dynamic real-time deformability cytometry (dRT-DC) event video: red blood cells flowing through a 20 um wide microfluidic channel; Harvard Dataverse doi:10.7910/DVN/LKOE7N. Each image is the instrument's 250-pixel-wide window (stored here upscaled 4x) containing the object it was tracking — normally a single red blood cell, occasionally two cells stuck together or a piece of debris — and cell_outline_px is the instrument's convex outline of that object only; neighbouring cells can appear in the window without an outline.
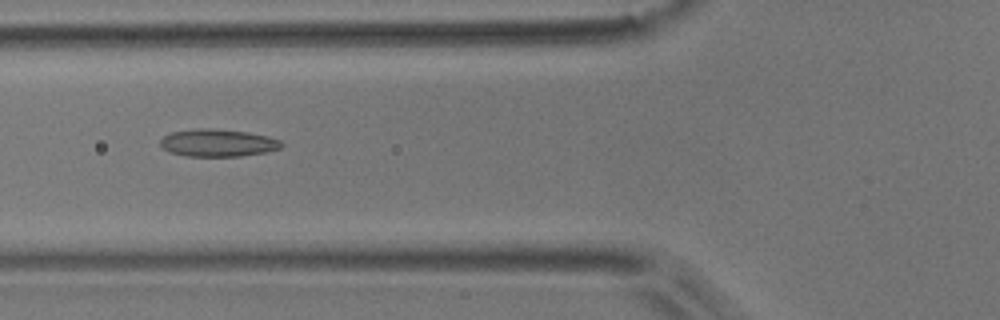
{"species": "common noctule bat (a hibernating species)", "species_latin": "Nyctalus noctula", "temperature_condition": "room temperature", "stored_images_in_passage": 8, "camera_frame_rate_fps": 3000, "um_per_image_px": 0.085, "animal": {"sex": "male", "body_mass_g": 17.9}, "frame": {"image": 1, "passage_image": 6, "time_ms": 1.667, "image_size_px": [1000, 320], "cell_outline_px": [[284, 144], [280, 148], [268, 152], [240, 156], [184, 156], [168, 152], [160, 148], [160, 140], [164, 136], [172, 132], [196, 128], [212, 128], [248, 132], [268, 136], [280, 140]], "centroid_in_image_um": [18.5, 12.14], "position_along_channel_um": 107.3, "area_um2": 19.65}}
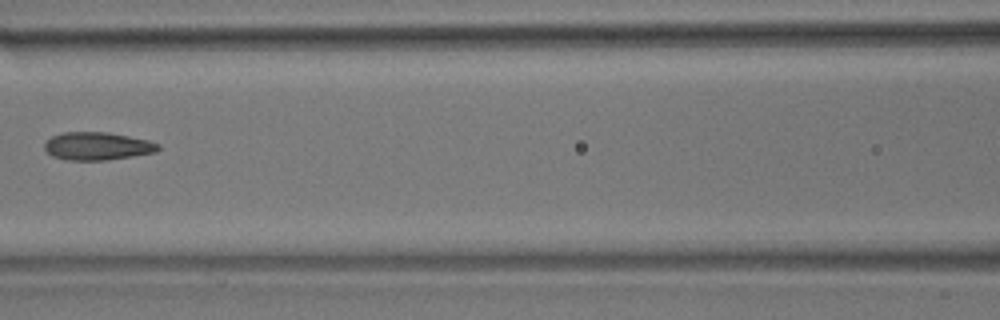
{"frame": {"image": 2, "passage_image": 7, "time_ms": 2.0, "image_size_px": [1000, 320], "cell_outline_px": [[160, 148], [156, 152], [132, 156], [104, 160], [64, 160], [52, 156], [44, 148], [44, 144], [52, 136], [64, 132], [108, 132], [148, 140], [160, 144]], "centroid_in_image_um": [8.27, 12.42], "position_along_channel_um": 158.3, "area_um2": 18.44}}
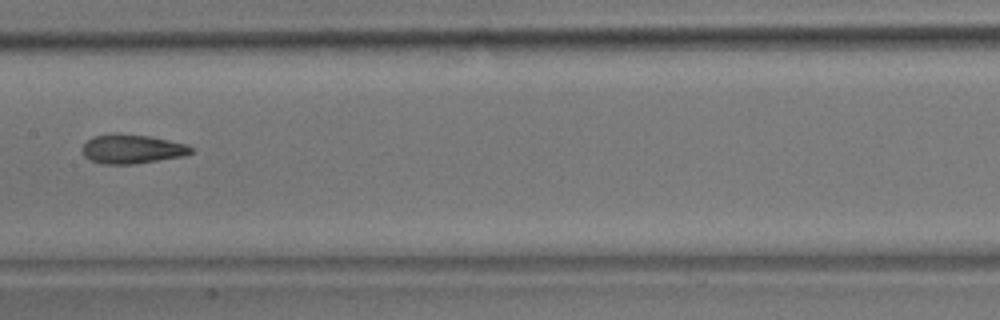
{"frame": {"image": 3, "passage_image": 8, "time_ms": 2.333, "image_size_px": [1000, 320], "cell_outline_px": [[192, 152], [184, 156], [132, 164], [100, 164], [84, 156], [80, 148], [88, 140], [96, 136], [108, 132], [120, 132], [148, 136], [188, 144], [192, 148]], "centroid_in_image_um": [11.18, 12.65], "position_along_channel_um": 196.2, "area_um2": 18.67}}